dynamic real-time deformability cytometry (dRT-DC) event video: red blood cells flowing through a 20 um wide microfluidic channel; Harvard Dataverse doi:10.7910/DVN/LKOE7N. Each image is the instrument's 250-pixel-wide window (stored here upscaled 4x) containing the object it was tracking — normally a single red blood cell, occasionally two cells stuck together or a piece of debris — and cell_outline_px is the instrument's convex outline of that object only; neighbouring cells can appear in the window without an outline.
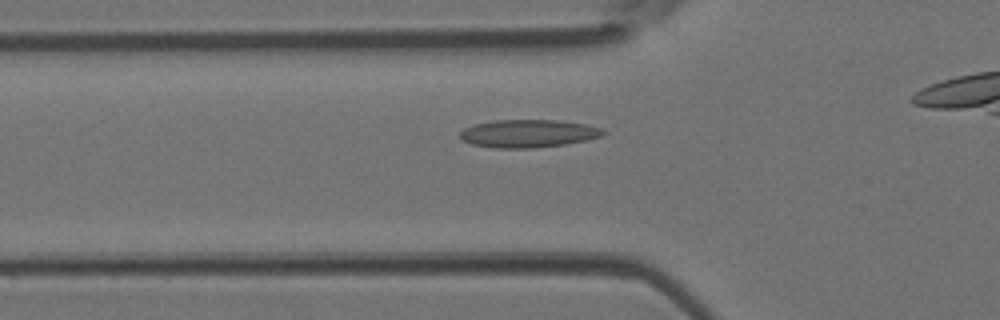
{"species": "Egyptian fruit bat (a non-hibernating species)", "species_latin": "Rousettus aegyptiacus", "temperature_condition": "room temperature", "stored_images_in_passage": 24, "camera_frame_rate_fps": 3000, "um_per_image_px": 0.085, "animal": {"sex": "female"}, "frame": {"image": 1, "passage_image": 2, "time_ms": 0.333, "image_size_px": [1000, 320], "cell_outline_px": [[604, 132], [600, 136], [584, 140], [564, 144], [532, 148], [492, 148], [472, 144], [464, 140], [460, 136], [460, 132], [464, 128], [476, 124], [492, 120], [556, 120], [588, 124], [600, 128]], "centroid_in_image_um": [44.86, 11.34], "position_along_channel_um": 80.9, "area_um2": 23.0}}
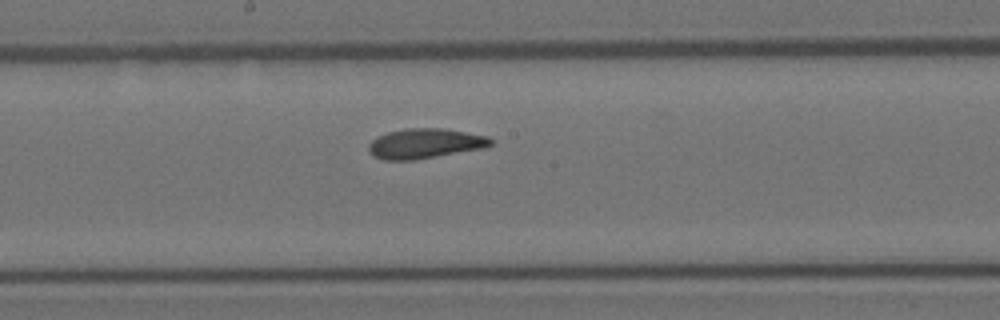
{"frame": {"image": 2, "passage_image": 11, "time_ms": 3.333, "image_size_px": [1000, 320], "cell_outline_px": [[492, 144], [484, 148], [412, 160], [384, 160], [376, 156], [368, 148], [368, 144], [376, 136], [388, 132], [404, 128], [444, 128], [488, 136], [492, 140]], "centroid_in_image_um": [36.12, 12.18], "position_along_channel_um": 212.1, "area_um2": 21.15}}
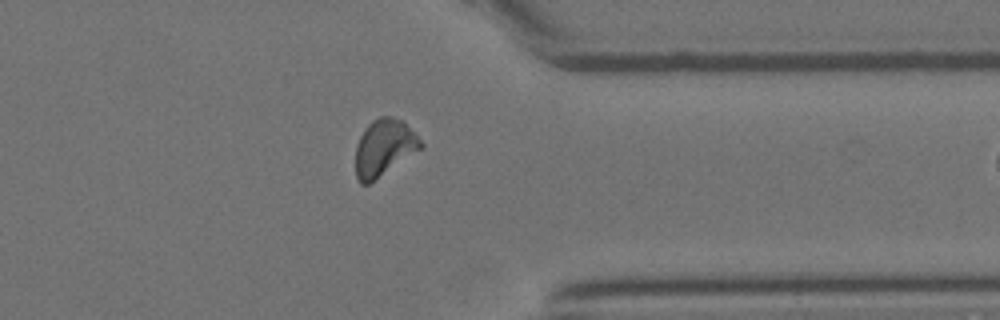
{"frame": {"image": 3, "passage_image": 23, "time_ms": 7.333, "image_size_px": [1000, 320], "cell_outline_px": [[424, 144], [420, 148], [368, 184], [360, 184], [356, 176], [356, 144], [364, 128], [372, 120], [380, 116], [392, 116], [404, 120]], "centroid_in_image_um": [32.62, 12.5], "position_along_channel_um": 378.8, "area_um2": 21.21}}